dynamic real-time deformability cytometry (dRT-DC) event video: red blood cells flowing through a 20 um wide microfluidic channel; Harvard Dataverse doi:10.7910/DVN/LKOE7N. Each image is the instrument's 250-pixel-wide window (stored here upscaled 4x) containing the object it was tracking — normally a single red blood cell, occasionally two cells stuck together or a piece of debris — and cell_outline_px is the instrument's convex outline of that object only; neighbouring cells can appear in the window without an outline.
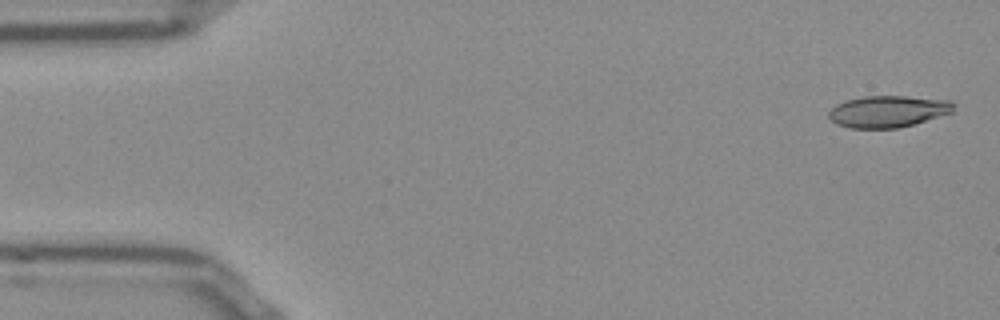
{"species": "Egyptian fruit bat (a non-hibernating species)", "species_latin": "Rousettus aegyptiacus", "temperature_condition": "room temperature", "stored_images_in_passage": 51, "camera_frame_rate_fps": 3000, "um_per_image_px": 0.085, "frame": {"image": 1, "passage_image": 1, "time_ms": 0.0, "image_size_px": [1000, 320], "cell_outline_px": [[956, 104], [952, 112], [912, 124], [896, 128], [848, 128], [836, 124], [828, 116], [828, 112], [836, 104], [848, 100], [864, 96], [904, 96], [948, 100]], "centroid_in_image_um": [75.45, 9.47], "position_along_channel_um": 9.6, "area_um2": 22.83}}
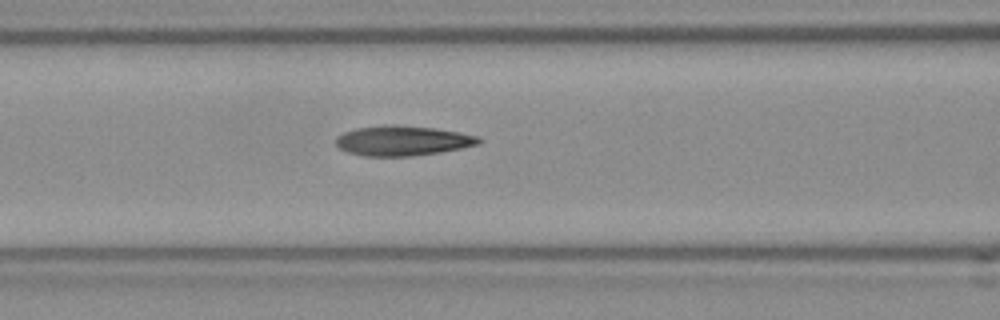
{"frame": {"image": 2, "passage_image": 20, "time_ms": 6.333, "image_size_px": [1000, 320], "cell_outline_px": [[484, 140], [480, 144], [440, 152], [412, 156], [364, 156], [348, 152], [340, 148], [336, 144], [336, 136], [344, 132], [356, 128], [384, 124], [392, 124], [436, 128], [460, 132], [480, 136]], "centroid_in_image_um": [34.25, 11.95], "position_along_channel_um": 132.4, "area_um2": 25.2}}
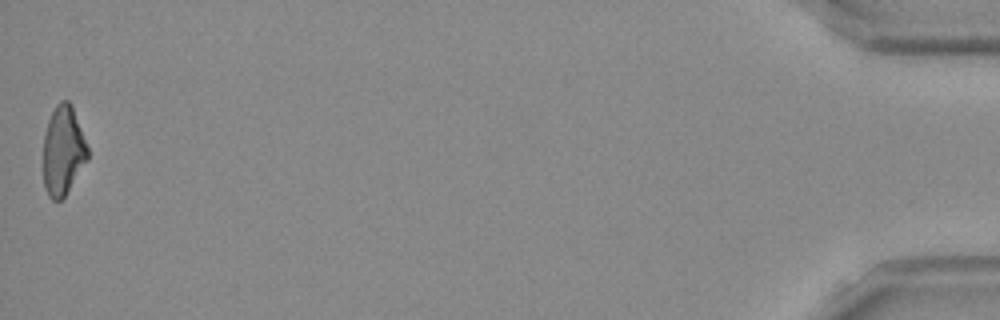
{"frame": {"image": 3, "passage_image": 51, "time_ms": 16.667, "image_size_px": [1000, 320], "cell_outline_px": [[88, 160], [64, 196], [60, 200], [52, 200], [48, 196], [44, 188], [44, 136], [48, 120], [56, 104], [60, 100], [68, 100], [72, 104], [88, 148]], "centroid_in_image_um": [5.36, 12.79], "position_along_channel_um": 429.8, "area_um2": 23.0}, "authors_computed_cell_mechanics": {"area_um2": 24.2182, "velocity_mm_per_s": 3.871, "shape_relaxation_time_tau1_ms": 9.8099, "shape_relaxation_time_tau2_ms": 3.634, "deformation_change_tau1": 0.247, "deformation_change_tau2": 0.1281}}